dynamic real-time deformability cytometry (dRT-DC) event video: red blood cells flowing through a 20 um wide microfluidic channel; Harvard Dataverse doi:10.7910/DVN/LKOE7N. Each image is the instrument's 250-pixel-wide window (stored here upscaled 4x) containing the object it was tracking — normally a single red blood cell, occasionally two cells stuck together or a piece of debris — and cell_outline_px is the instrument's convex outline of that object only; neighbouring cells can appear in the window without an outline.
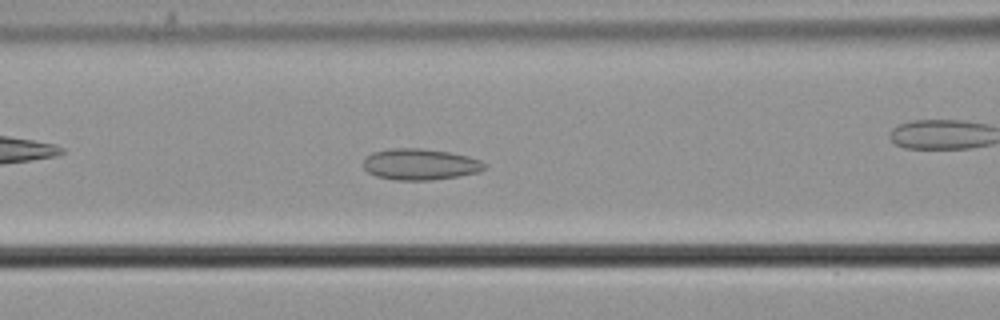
{"species": "common noctule bat (a hibernating species)", "species_latin": "Nyctalus noctula", "temperature_condition": "cold", "stored_images_in_passage": 53, "camera_frame_rate_fps": 3000, "um_per_image_px": 0.085, "animal": {"sex": "male", "body_mass_g": 21.5, "forearm_length_mm": 52.0}, "frame": {"image": 1, "passage_image": 20, "time_ms": 6.333, "image_size_px": [1000, 320], "cell_outline_px": [[488, 164], [480, 172], [432, 180], [396, 180], [376, 176], [368, 172], [364, 168], [364, 160], [372, 152], [392, 148], [420, 148], [452, 152], [468, 156], [480, 160]], "centroid_in_image_um": [35.73, 13.96], "position_along_channel_um": 130.9, "area_um2": 22.08}}
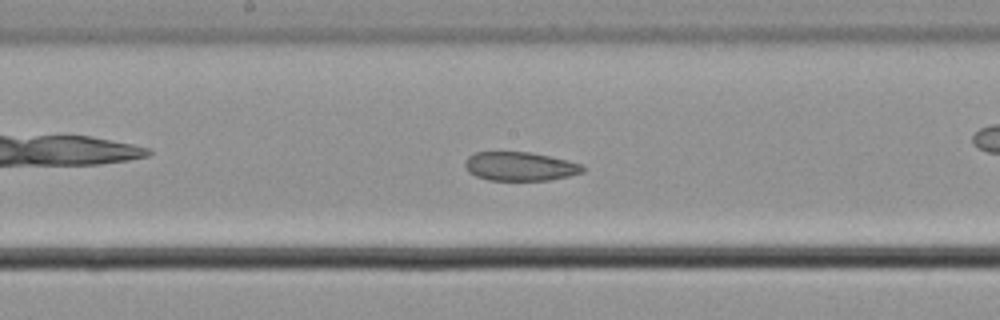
{"frame": {"image": 2, "passage_image": 26, "time_ms": 8.333, "image_size_px": [1000, 320], "cell_outline_px": [[584, 172], [568, 176], [548, 180], [488, 180], [476, 176], [468, 172], [464, 164], [468, 156], [476, 152], [528, 152], [568, 160], [580, 164], [584, 168]], "centroid_in_image_um": [44.17, 14.14], "position_along_channel_um": 204.0, "area_um2": 19.65}}
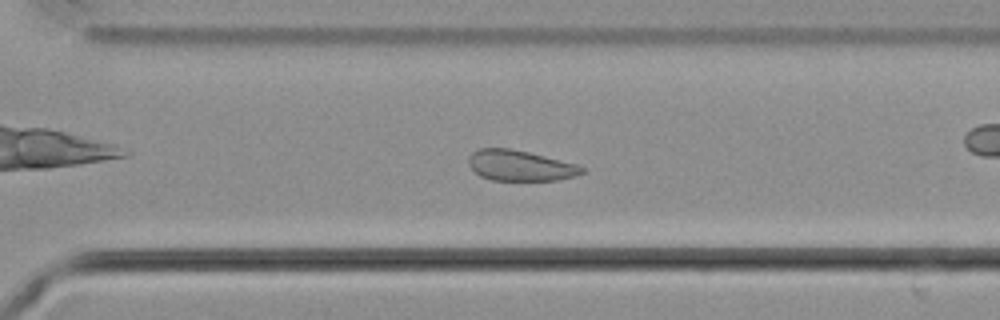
{"frame": {"image": 3, "passage_image": 36, "time_ms": 11.667, "image_size_px": [1000, 320], "cell_outline_px": [[584, 172], [572, 176], [556, 180], [492, 180], [480, 176], [468, 164], [468, 156], [472, 152], [480, 148], [508, 148], [528, 152], [576, 164], [584, 168]], "centroid_in_image_um": [44.16, 14.07], "position_along_channel_um": 326.4, "area_um2": 19.94}}